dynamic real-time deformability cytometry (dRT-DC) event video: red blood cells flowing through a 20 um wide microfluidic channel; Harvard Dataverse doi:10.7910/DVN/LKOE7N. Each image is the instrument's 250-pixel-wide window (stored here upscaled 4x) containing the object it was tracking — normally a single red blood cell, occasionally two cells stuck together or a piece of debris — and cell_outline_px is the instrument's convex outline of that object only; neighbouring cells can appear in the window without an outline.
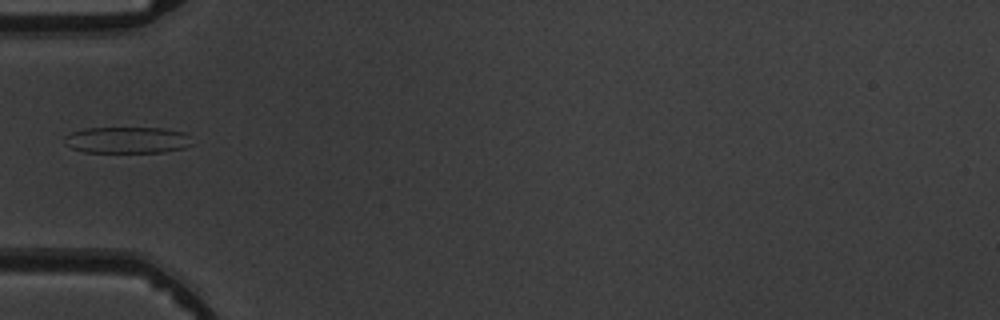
{"species": "common noctule bat (a hibernating species)", "species_latin": "Nyctalus noctula", "temperature_condition": "warm", "stored_images_in_passage": 4, "camera_frame_rate_fps": 3000, "um_per_image_px": 0.085, "animal": {"sex": "male", "body_mass_g": 19.5, "forearm_length_mm": 54.6}, "frame": {"image": 1, "passage_image": 3, "time_ms": 2.333, "image_size_px": [1000, 320], "cell_outline_px": [[192, 144], [184, 148], [164, 152], [84, 152], [72, 148], [64, 144], [64, 136], [72, 132], [84, 128], [164, 128], [184, 132], [188, 136]], "centroid_in_image_um": [10.79, 11.9], "position_along_channel_um": 74.2, "area_um2": 19.71}}
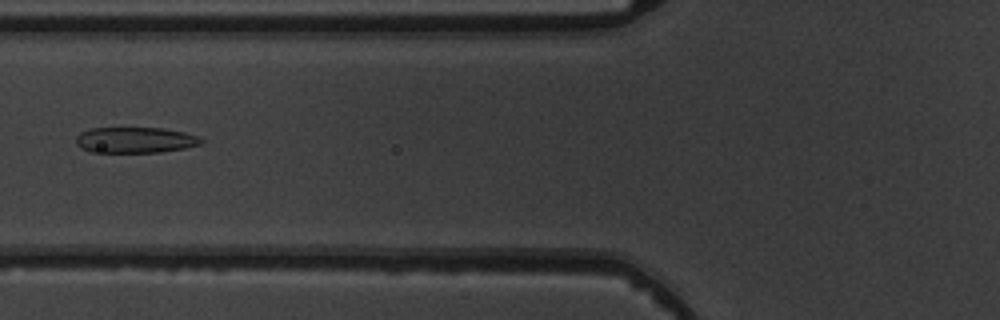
{"frame": {"image": 2, "passage_image": 4, "time_ms": 3.333, "image_size_px": [1000, 320], "cell_outline_px": [[204, 144], [184, 148], [160, 152], [92, 152], [80, 148], [76, 144], [76, 136], [80, 132], [92, 128], [164, 128], [184, 132], [200, 136], [204, 140]], "centroid_in_image_um": [11.52, 11.9], "position_along_channel_um": 114.3, "area_um2": 19.02}}